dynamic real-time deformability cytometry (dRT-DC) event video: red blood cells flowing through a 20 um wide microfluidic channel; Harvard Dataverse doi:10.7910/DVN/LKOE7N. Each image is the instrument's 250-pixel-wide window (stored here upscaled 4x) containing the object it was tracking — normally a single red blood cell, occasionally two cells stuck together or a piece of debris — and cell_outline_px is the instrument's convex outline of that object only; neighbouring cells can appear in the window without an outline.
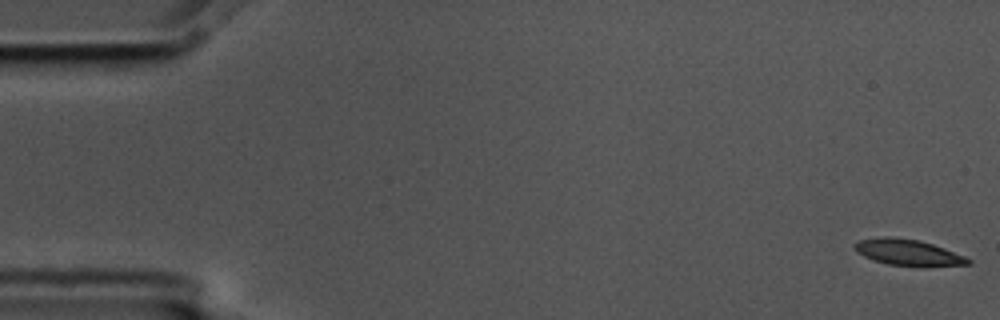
{"species": "common noctule bat (a hibernating species)", "species_latin": "Nyctalus noctula", "temperature_condition": "cold", "stored_images_in_passage": 5, "camera_frame_rate_fps": 3000, "um_per_image_px": 0.085, "animal": {"sex": "male", "body_mass_g": 17.5, "forearm_length_mm": 52.3}, "frame": {"image": 1, "passage_image": 5, "time_ms": 1.333, "image_size_px": [1000, 320], "cell_outline_px": [[972, 264], [888, 264], [872, 260], [856, 252], [852, 244], [860, 240], [880, 236], [892, 236], [920, 240], [944, 248], [964, 256], [972, 260]], "centroid_in_image_um": [77.07, 21.4], "position_along_channel_um": 7.9, "area_um2": 16.65}}